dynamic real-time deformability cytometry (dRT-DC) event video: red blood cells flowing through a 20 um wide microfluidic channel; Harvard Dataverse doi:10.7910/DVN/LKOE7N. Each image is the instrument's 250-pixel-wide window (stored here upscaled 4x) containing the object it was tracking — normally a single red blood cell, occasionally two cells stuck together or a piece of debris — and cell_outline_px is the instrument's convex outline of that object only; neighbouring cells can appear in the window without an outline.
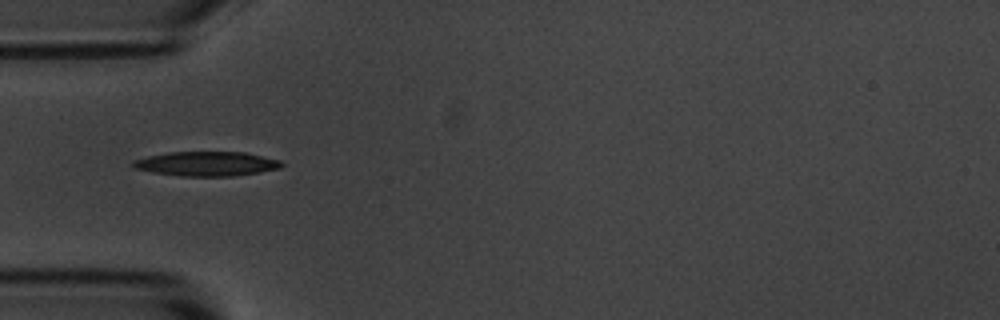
{"species": "common noctule bat (a hibernating species)", "species_latin": "Nyctalus noctula", "temperature_condition": "room temperature", "stored_images_in_passage": 7, "camera_frame_rate_fps": 3000, "um_per_image_px": 0.085, "animal": {"sex": "male", "body_mass_g": 20.1, "forearm_length_mm": 53.5}, "frame": {"image": 1, "passage_image": 5, "time_ms": 4.667, "image_size_px": [1000, 320], "cell_outline_px": [[284, 164], [280, 168], [260, 172], [232, 176], [180, 176], [152, 172], [136, 168], [128, 164], [132, 160], [148, 156], [168, 152], [244, 152], [280, 160]], "centroid_in_image_um": [17.53, 13.92], "position_along_channel_um": 67.5, "area_um2": 21.21}}
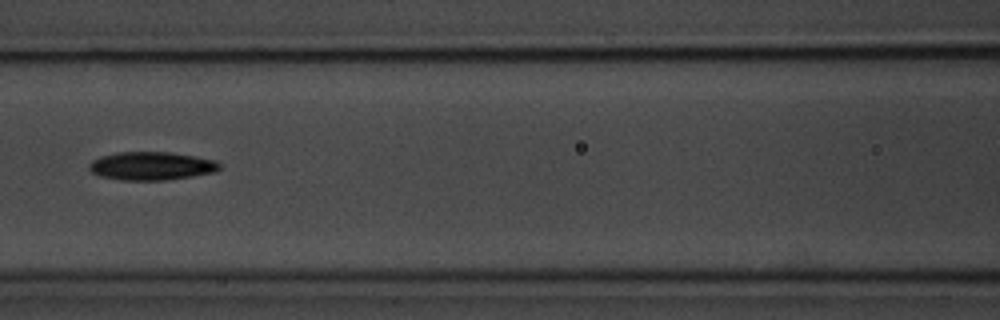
{"frame": {"image": 2, "passage_image": 7, "time_ms": 7.0, "image_size_px": [1000, 320], "cell_outline_px": [[220, 168], [216, 172], [168, 180], [120, 180], [100, 176], [92, 172], [88, 168], [88, 164], [92, 160], [100, 156], [116, 152], [172, 152], [196, 156], [216, 160], [220, 164]], "centroid_in_image_um": [12.87, 14.1], "position_along_channel_um": 153.7, "area_um2": 21.73}}